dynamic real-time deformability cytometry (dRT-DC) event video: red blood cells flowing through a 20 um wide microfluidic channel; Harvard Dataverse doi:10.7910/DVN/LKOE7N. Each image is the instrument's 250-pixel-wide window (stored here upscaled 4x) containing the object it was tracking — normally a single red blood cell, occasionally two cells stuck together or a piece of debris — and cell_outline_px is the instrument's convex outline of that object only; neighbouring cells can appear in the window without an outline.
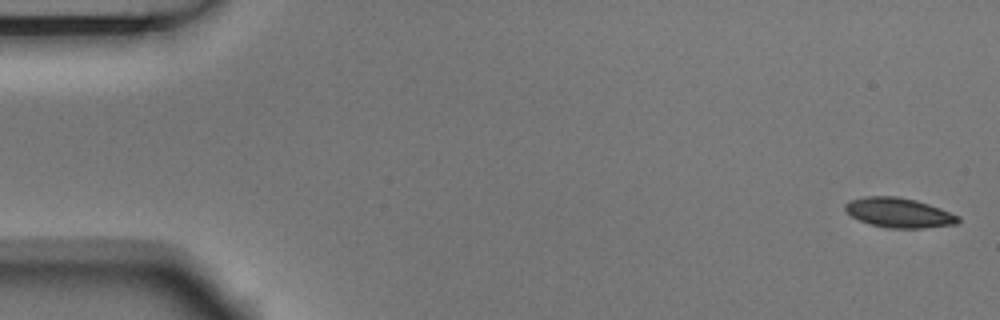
{"species": "Egyptian fruit bat (a non-hibernating species)", "species_latin": "Rousettus aegyptiacus", "temperature_condition": "room temperature", "stored_images_in_passage": 5, "camera_frame_rate_fps": 3000, "um_per_image_px": 0.085, "animal": {"sex": "male"}, "frame": {"image": 1, "passage_image": 1, "time_ms": 0.0, "image_size_px": [1000, 320], "cell_outline_px": [[960, 220], [956, 224], [924, 228], [892, 228], [872, 224], [860, 220], [852, 216], [844, 208], [844, 204], [848, 200], [864, 196], [896, 196], [916, 200], [940, 208], [960, 216]], "centroid_in_image_um": [76.41, 18.07], "position_along_channel_um": 8.6, "area_um2": 19.48}}
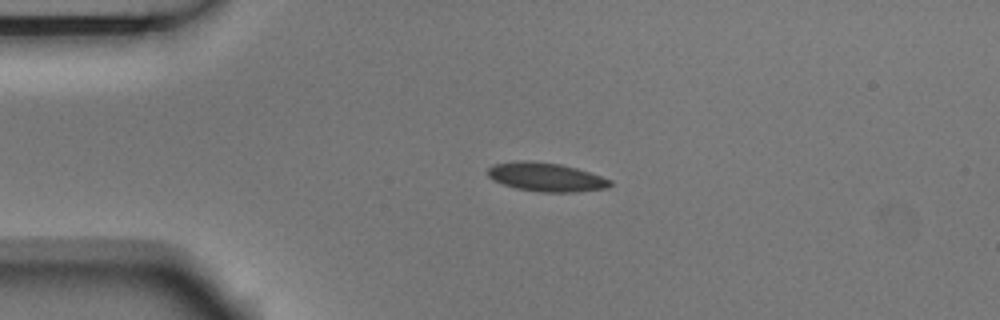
{"frame": {"image": 2, "passage_image": 3, "time_ms": 0.667, "image_size_px": [1000, 320], "cell_outline_px": [[612, 184], [608, 188], [576, 192], [540, 192], [516, 188], [492, 180], [488, 176], [488, 168], [492, 164], [520, 160], [560, 164], [576, 168], [612, 180]], "centroid_in_image_um": [46.4, 15.06], "position_along_channel_um": 38.6, "area_um2": 20.4}}
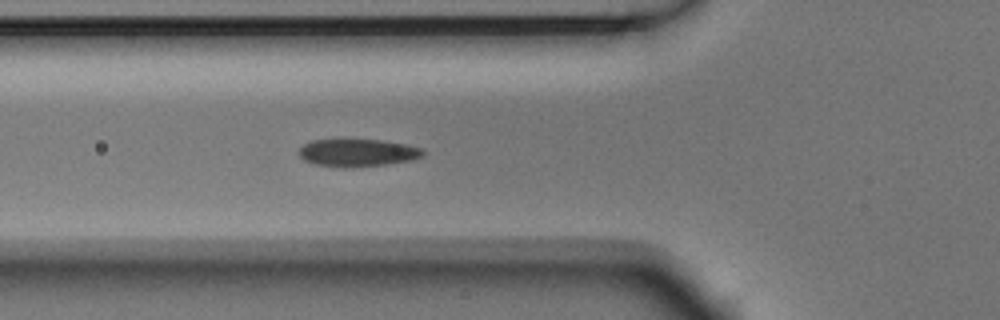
{"frame": {"image": 3, "passage_image": 5, "time_ms": 1.333, "image_size_px": [1000, 320], "cell_outline_px": [[424, 156], [412, 160], [384, 164], [352, 168], [340, 168], [316, 164], [304, 160], [300, 156], [300, 148], [304, 144], [312, 140], [340, 136], [344, 136], [380, 140], [404, 144], [420, 148], [424, 152]], "centroid_in_image_um": [30.33, 12.94], "position_along_channel_um": 95.5, "area_um2": 20.81}}